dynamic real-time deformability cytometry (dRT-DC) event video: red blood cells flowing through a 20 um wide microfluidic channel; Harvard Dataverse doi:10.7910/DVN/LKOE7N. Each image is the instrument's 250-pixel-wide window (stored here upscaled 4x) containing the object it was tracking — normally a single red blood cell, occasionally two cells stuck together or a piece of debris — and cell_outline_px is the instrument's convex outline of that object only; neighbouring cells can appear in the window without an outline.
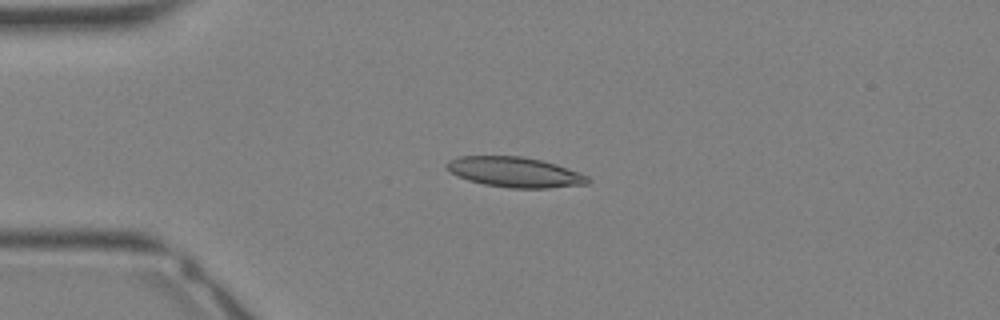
{"species": "Egyptian fruit bat (a non-hibernating species)", "species_latin": "Rousettus aegyptiacus", "temperature_condition": "warm", "stored_images_in_passage": 35, "camera_frame_rate_fps": 3000, "um_per_image_px": 0.085, "animal": {"sex": "female"}, "frame": {"image": 1, "passage_image": 8, "time_ms": 2.333, "image_size_px": [1000, 320], "cell_outline_px": [[592, 180], [588, 184], [548, 188], [508, 188], [484, 184], [468, 180], [456, 176], [444, 164], [448, 160], [456, 156], [520, 156], [540, 160], [556, 164], [580, 172], [588, 176]], "centroid_in_image_um": [43.77, 14.63], "position_along_channel_um": 41.2, "area_um2": 24.97}}
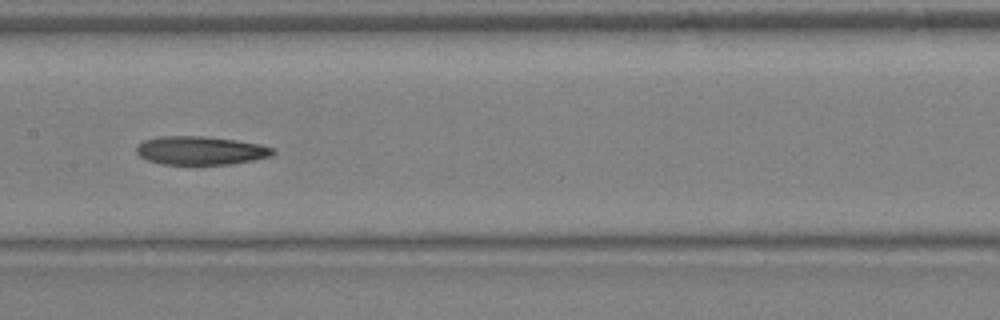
{"frame": {"image": 2, "passage_image": 17, "time_ms": 5.333, "image_size_px": [1000, 320], "cell_outline_px": [[276, 152], [268, 156], [252, 160], [232, 164], [164, 164], [148, 160], [140, 156], [136, 152], [136, 144], [144, 140], [160, 136], [204, 136], [236, 140], [260, 144], [272, 148]], "centroid_in_image_um": [17.01, 12.78], "position_along_channel_um": 190.4, "area_um2": 22.54}}
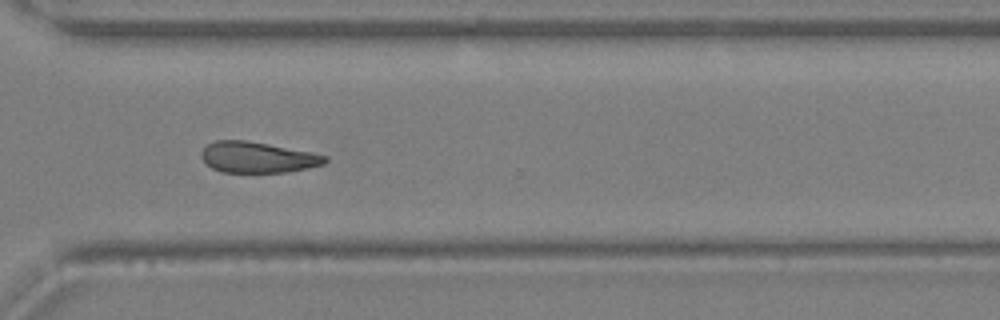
{"frame": {"image": 3, "passage_image": 25, "time_ms": 8.0, "image_size_px": [1000, 320], "cell_outline_px": [[328, 160], [324, 164], [308, 168], [284, 172], [220, 172], [212, 168], [200, 156], [200, 152], [208, 144], [216, 140], [248, 140], [312, 152], [328, 156]], "centroid_in_image_um": [21.9, 13.36], "position_along_channel_um": 348.7, "area_um2": 22.31}}